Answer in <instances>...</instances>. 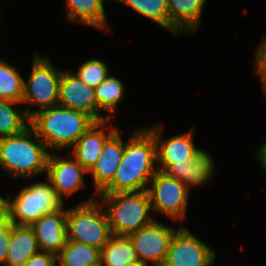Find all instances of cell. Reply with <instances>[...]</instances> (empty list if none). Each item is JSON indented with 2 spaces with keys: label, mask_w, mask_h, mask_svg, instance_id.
Instances as JSON below:
<instances>
[{
  "label": "cell",
  "mask_w": 266,
  "mask_h": 266,
  "mask_svg": "<svg viewBox=\"0 0 266 266\" xmlns=\"http://www.w3.org/2000/svg\"><path fill=\"white\" fill-rule=\"evenodd\" d=\"M124 84L115 76L109 75L99 86L95 88V97L97 102V121H103L113 118L112 115L104 116L99 112L105 110L108 112L117 111V104L123 98Z\"/></svg>",
  "instance_id": "603a6c76"
},
{
  "label": "cell",
  "mask_w": 266,
  "mask_h": 266,
  "mask_svg": "<svg viewBox=\"0 0 266 266\" xmlns=\"http://www.w3.org/2000/svg\"><path fill=\"white\" fill-rule=\"evenodd\" d=\"M108 217L112 235L130 236L155 219L150 216L152 204L148 191L98 194Z\"/></svg>",
  "instance_id": "277c9868"
},
{
  "label": "cell",
  "mask_w": 266,
  "mask_h": 266,
  "mask_svg": "<svg viewBox=\"0 0 266 266\" xmlns=\"http://www.w3.org/2000/svg\"><path fill=\"white\" fill-rule=\"evenodd\" d=\"M36 182L24 187L13 200L8 196V211L11 224L31 226L43 215L64 207L52 183Z\"/></svg>",
  "instance_id": "8992f818"
},
{
  "label": "cell",
  "mask_w": 266,
  "mask_h": 266,
  "mask_svg": "<svg viewBox=\"0 0 266 266\" xmlns=\"http://www.w3.org/2000/svg\"><path fill=\"white\" fill-rule=\"evenodd\" d=\"M48 151L44 142L29 126L16 135L0 139V166L15 178L36 177L37 174L47 172Z\"/></svg>",
  "instance_id": "3957f363"
},
{
  "label": "cell",
  "mask_w": 266,
  "mask_h": 266,
  "mask_svg": "<svg viewBox=\"0 0 266 266\" xmlns=\"http://www.w3.org/2000/svg\"><path fill=\"white\" fill-rule=\"evenodd\" d=\"M125 144L117 129L105 142L100 157L91 168L96 194H100L113 180L121 162Z\"/></svg>",
  "instance_id": "2e32d148"
},
{
  "label": "cell",
  "mask_w": 266,
  "mask_h": 266,
  "mask_svg": "<svg viewBox=\"0 0 266 266\" xmlns=\"http://www.w3.org/2000/svg\"><path fill=\"white\" fill-rule=\"evenodd\" d=\"M109 73L106 63L98 59H90L82 63L75 74L95 89L110 75Z\"/></svg>",
  "instance_id": "4316f807"
},
{
  "label": "cell",
  "mask_w": 266,
  "mask_h": 266,
  "mask_svg": "<svg viewBox=\"0 0 266 266\" xmlns=\"http://www.w3.org/2000/svg\"><path fill=\"white\" fill-rule=\"evenodd\" d=\"M57 256L53 253L38 251L23 266H57Z\"/></svg>",
  "instance_id": "f1b7e54d"
},
{
  "label": "cell",
  "mask_w": 266,
  "mask_h": 266,
  "mask_svg": "<svg viewBox=\"0 0 266 266\" xmlns=\"http://www.w3.org/2000/svg\"><path fill=\"white\" fill-rule=\"evenodd\" d=\"M48 59L34 54V61L28 82L24 81L22 103L36 104L38 110L25 109L31 117L35 112L58 105L59 81L62 71L56 69Z\"/></svg>",
  "instance_id": "52a82bcc"
},
{
  "label": "cell",
  "mask_w": 266,
  "mask_h": 266,
  "mask_svg": "<svg viewBox=\"0 0 266 266\" xmlns=\"http://www.w3.org/2000/svg\"><path fill=\"white\" fill-rule=\"evenodd\" d=\"M148 264L141 262L140 260L137 261H131L126 263L124 266H147Z\"/></svg>",
  "instance_id": "836d02e7"
},
{
  "label": "cell",
  "mask_w": 266,
  "mask_h": 266,
  "mask_svg": "<svg viewBox=\"0 0 266 266\" xmlns=\"http://www.w3.org/2000/svg\"><path fill=\"white\" fill-rule=\"evenodd\" d=\"M139 260L129 237L112 235L100 250V266H124Z\"/></svg>",
  "instance_id": "44dd1931"
},
{
  "label": "cell",
  "mask_w": 266,
  "mask_h": 266,
  "mask_svg": "<svg viewBox=\"0 0 266 266\" xmlns=\"http://www.w3.org/2000/svg\"><path fill=\"white\" fill-rule=\"evenodd\" d=\"M58 105L87 113L97 121L95 89L84 83L71 69L62 71Z\"/></svg>",
  "instance_id": "4fadbf2b"
},
{
  "label": "cell",
  "mask_w": 266,
  "mask_h": 266,
  "mask_svg": "<svg viewBox=\"0 0 266 266\" xmlns=\"http://www.w3.org/2000/svg\"><path fill=\"white\" fill-rule=\"evenodd\" d=\"M110 120L106 119L93 123L71 147L72 156L88 172L96 164L107 139L118 129L117 127H113V129L108 130V127H110L108 124L109 122L111 123ZM106 128L109 131L108 134L104 131Z\"/></svg>",
  "instance_id": "9a60e30c"
},
{
  "label": "cell",
  "mask_w": 266,
  "mask_h": 266,
  "mask_svg": "<svg viewBox=\"0 0 266 266\" xmlns=\"http://www.w3.org/2000/svg\"><path fill=\"white\" fill-rule=\"evenodd\" d=\"M95 122L85 112L60 105L37 111L30 117V126L51 151L71 148Z\"/></svg>",
  "instance_id": "7a4b0ae2"
},
{
  "label": "cell",
  "mask_w": 266,
  "mask_h": 266,
  "mask_svg": "<svg viewBox=\"0 0 266 266\" xmlns=\"http://www.w3.org/2000/svg\"><path fill=\"white\" fill-rule=\"evenodd\" d=\"M11 239V225L2 233H0V266L6 262L9 242Z\"/></svg>",
  "instance_id": "f546056e"
},
{
  "label": "cell",
  "mask_w": 266,
  "mask_h": 266,
  "mask_svg": "<svg viewBox=\"0 0 266 266\" xmlns=\"http://www.w3.org/2000/svg\"><path fill=\"white\" fill-rule=\"evenodd\" d=\"M47 179L53 185L58 197H68L85 187L84 173H89L71 155L63 158L57 154H49L47 161Z\"/></svg>",
  "instance_id": "8fae6325"
},
{
  "label": "cell",
  "mask_w": 266,
  "mask_h": 266,
  "mask_svg": "<svg viewBox=\"0 0 266 266\" xmlns=\"http://www.w3.org/2000/svg\"><path fill=\"white\" fill-rule=\"evenodd\" d=\"M169 31L195 33L200 26L201 14L206 0H167Z\"/></svg>",
  "instance_id": "ac0fdd59"
},
{
  "label": "cell",
  "mask_w": 266,
  "mask_h": 266,
  "mask_svg": "<svg viewBox=\"0 0 266 266\" xmlns=\"http://www.w3.org/2000/svg\"><path fill=\"white\" fill-rule=\"evenodd\" d=\"M100 205V206H99ZM93 197L76 207L66 209L67 239L99 250L112 236L108 217L102 204ZM99 206V207H98Z\"/></svg>",
  "instance_id": "5b68a950"
},
{
  "label": "cell",
  "mask_w": 266,
  "mask_h": 266,
  "mask_svg": "<svg viewBox=\"0 0 266 266\" xmlns=\"http://www.w3.org/2000/svg\"><path fill=\"white\" fill-rule=\"evenodd\" d=\"M214 166L210 154L201 150L191 160L181 164H170L163 172L168 177L178 179L190 189L192 186H200L209 181L213 175Z\"/></svg>",
  "instance_id": "e0dca14e"
},
{
  "label": "cell",
  "mask_w": 266,
  "mask_h": 266,
  "mask_svg": "<svg viewBox=\"0 0 266 266\" xmlns=\"http://www.w3.org/2000/svg\"><path fill=\"white\" fill-rule=\"evenodd\" d=\"M57 266H100V250L84 243L67 240L57 255Z\"/></svg>",
  "instance_id": "7402d4cb"
},
{
  "label": "cell",
  "mask_w": 266,
  "mask_h": 266,
  "mask_svg": "<svg viewBox=\"0 0 266 266\" xmlns=\"http://www.w3.org/2000/svg\"><path fill=\"white\" fill-rule=\"evenodd\" d=\"M149 185L147 191L154 212L174 221L185 218L190 189L184 183L157 171Z\"/></svg>",
  "instance_id": "ba28073f"
},
{
  "label": "cell",
  "mask_w": 266,
  "mask_h": 266,
  "mask_svg": "<svg viewBox=\"0 0 266 266\" xmlns=\"http://www.w3.org/2000/svg\"><path fill=\"white\" fill-rule=\"evenodd\" d=\"M215 258L213 249L180 226L172 236L162 266H212Z\"/></svg>",
  "instance_id": "9c48e42d"
},
{
  "label": "cell",
  "mask_w": 266,
  "mask_h": 266,
  "mask_svg": "<svg viewBox=\"0 0 266 266\" xmlns=\"http://www.w3.org/2000/svg\"><path fill=\"white\" fill-rule=\"evenodd\" d=\"M255 55V68L263 84V91L266 94V37L263 39L262 43H260L258 49H256Z\"/></svg>",
  "instance_id": "83f0119b"
},
{
  "label": "cell",
  "mask_w": 266,
  "mask_h": 266,
  "mask_svg": "<svg viewBox=\"0 0 266 266\" xmlns=\"http://www.w3.org/2000/svg\"><path fill=\"white\" fill-rule=\"evenodd\" d=\"M11 225L8 209L0 215V233L4 232Z\"/></svg>",
  "instance_id": "1f68e13d"
},
{
  "label": "cell",
  "mask_w": 266,
  "mask_h": 266,
  "mask_svg": "<svg viewBox=\"0 0 266 266\" xmlns=\"http://www.w3.org/2000/svg\"><path fill=\"white\" fill-rule=\"evenodd\" d=\"M38 251L40 249L33 228L11 224V239L5 266H23Z\"/></svg>",
  "instance_id": "d6986e66"
},
{
  "label": "cell",
  "mask_w": 266,
  "mask_h": 266,
  "mask_svg": "<svg viewBox=\"0 0 266 266\" xmlns=\"http://www.w3.org/2000/svg\"><path fill=\"white\" fill-rule=\"evenodd\" d=\"M257 160L261 163V167L266 171V141L260 146V149L256 152Z\"/></svg>",
  "instance_id": "4dcf8cb0"
},
{
  "label": "cell",
  "mask_w": 266,
  "mask_h": 266,
  "mask_svg": "<svg viewBox=\"0 0 266 266\" xmlns=\"http://www.w3.org/2000/svg\"><path fill=\"white\" fill-rule=\"evenodd\" d=\"M131 7L138 14L158 23L169 30V11L167 0H116Z\"/></svg>",
  "instance_id": "484cf974"
},
{
  "label": "cell",
  "mask_w": 266,
  "mask_h": 266,
  "mask_svg": "<svg viewBox=\"0 0 266 266\" xmlns=\"http://www.w3.org/2000/svg\"><path fill=\"white\" fill-rule=\"evenodd\" d=\"M24 94V79L14 66L0 60V99L21 104Z\"/></svg>",
  "instance_id": "d4e9b609"
},
{
  "label": "cell",
  "mask_w": 266,
  "mask_h": 266,
  "mask_svg": "<svg viewBox=\"0 0 266 266\" xmlns=\"http://www.w3.org/2000/svg\"><path fill=\"white\" fill-rule=\"evenodd\" d=\"M153 135L157 145V164L158 171L163 172L170 164H181L191 160L202 149L194 145L193 129L162 140L163 129L161 125L147 128Z\"/></svg>",
  "instance_id": "7c38bea8"
},
{
  "label": "cell",
  "mask_w": 266,
  "mask_h": 266,
  "mask_svg": "<svg viewBox=\"0 0 266 266\" xmlns=\"http://www.w3.org/2000/svg\"><path fill=\"white\" fill-rule=\"evenodd\" d=\"M154 135L141 128L125 143L121 162L112 182L100 194L141 192L147 190L158 169Z\"/></svg>",
  "instance_id": "6da1fadb"
},
{
  "label": "cell",
  "mask_w": 266,
  "mask_h": 266,
  "mask_svg": "<svg viewBox=\"0 0 266 266\" xmlns=\"http://www.w3.org/2000/svg\"><path fill=\"white\" fill-rule=\"evenodd\" d=\"M8 207V199L2 198L0 196V215H2Z\"/></svg>",
  "instance_id": "d6a6232c"
},
{
  "label": "cell",
  "mask_w": 266,
  "mask_h": 266,
  "mask_svg": "<svg viewBox=\"0 0 266 266\" xmlns=\"http://www.w3.org/2000/svg\"><path fill=\"white\" fill-rule=\"evenodd\" d=\"M16 104L0 99V139L16 135L30 126V117L25 110L17 109Z\"/></svg>",
  "instance_id": "cb8c5ba5"
},
{
  "label": "cell",
  "mask_w": 266,
  "mask_h": 266,
  "mask_svg": "<svg viewBox=\"0 0 266 266\" xmlns=\"http://www.w3.org/2000/svg\"><path fill=\"white\" fill-rule=\"evenodd\" d=\"M65 4L69 21L108 31L103 0H66Z\"/></svg>",
  "instance_id": "ffe728a7"
},
{
  "label": "cell",
  "mask_w": 266,
  "mask_h": 266,
  "mask_svg": "<svg viewBox=\"0 0 266 266\" xmlns=\"http://www.w3.org/2000/svg\"><path fill=\"white\" fill-rule=\"evenodd\" d=\"M31 227L34 230L40 251L56 256L66 245V209L61 208L51 214L43 215Z\"/></svg>",
  "instance_id": "5bb4252c"
},
{
  "label": "cell",
  "mask_w": 266,
  "mask_h": 266,
  "mask_svg": "<svg viewBox=\"0 0 266 266\" xmlns=\"http://www.w3.org/2000/svg\"><path fill=\"white\" fill-rule=\"evenodd\" d=\"M175 231L172 227L161 224L155 219L128 237L141 262L146 264L152 262V266H162Z\"/></svg>",
  "instance_id": "30bf717a"
}]
</instances>
